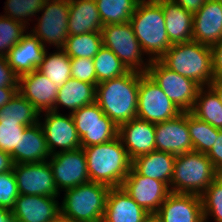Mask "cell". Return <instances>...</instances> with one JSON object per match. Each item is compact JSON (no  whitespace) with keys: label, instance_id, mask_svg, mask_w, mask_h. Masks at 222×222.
Instances as JSON below:
<instances>
[{"label":"cell","instance_id":"6da1fadb","mask_svg":"<svg viewBox=\"0 0 222 222\" xmlns=\"http://www.w3.org/2000/svg\"><path fill=\"white\" fill-rule=\"evenodd\" d=\"M139 91V72L124 75L96 85V103L119 127L136 118Z\"/></svg>","mask_w":222,"mask_h":222},{"label":"cell","instance_id":"7a4b0ae2","mask_svg":"<svg viewBox=\"0 0 222 222\" xmlns=\"http://www.w3.org/2000/svg\"><path fill=\"white\" fill-rule=\"evenodd\" d=\"M83 149L91 182L102 183L111 188L122 186L130 172L132 160L119 137Z\"/></svg>","mask_w":222,"mask_h":222},{"label":"cell","instance_id":"3957f363","mask_svg":"<svg viewBox=\"0 0 222 222\" xmlns=\"http://www.w3.org/2000/svg\"><path fill=\"white\" fill-rule=\"evenodd\" d=\"M130 23L150 61L159 60L171 47L162 7L155 0H141L131 16Z\"/></svg>","mask_w":222,"mask_h":222},{"label":"cell","instance_id":"277c9868","mask_svg":"<svg viewBox=\"0 0 222 222\" xmlns=\"http://www.w3.org/2000/svg\"><path fill=\"white\" fill-rule=\"evenodd\" d=\"M166 67L190 78L201 87L214 80L211 47L196 41L172 44L159 59Z\"/></svg>","mask_w":222,"mask_h":222},{"label":"cell","instance_id":"5b68a950","mask_svg":"<svg viewBox=\"0 0 222 222\" xmlns=\"http://www.w3.org/2000/svg\"><path fill=\"white\" fill-rule=\"evenodd\" d=\"M218 177L209 157L197 151L176 155L170 192L201 196Z\"/></svg>","mask_w":222,"mask_h":222},{"label":"cell","instance_id":"8992f818","mask_svg":"<svg viewBox=\"0 0 222 222\" xmlns=\"http://www.w3.org/2000/svg\"><path fill=\"white\" fill-rule=\"evenodd\" d=\"M110 188L90 181L63 191L61 214L76 222H102Z\"/></svg>","mask_w":222,"mask_h":222},{"label":"cell","instance_id":"52a82bcc","mask_svg":"<svg viewBox=\"0 0 222 222\" xmlns=\"http://www.w3.org/2000/svg\"><path fill=\"white\" fill-rule=\"evenodd\" d=\"M101 34L103 46L109 48L128 71L147 73L151 61L144 57L130 22L103 25Z\"/></svg>","mask_w":222,"mask_h":222},{"label":"cell","instance_id":"ba28073f","mask_svg":"<svg viewBox=\"0 0 222 222\" xmlns=\"http://www.w3.org/2000/svg\"><path fill=\"white\" fill-rule=\"evenodd\" d=\"M39 13L41 16L37 15V23L30 32L45 48L53 45V48L62 49L69 37V0H45Z\"/></svg>","mask_w":222,"mask_h":222},{"label":"cell","instance_id":"9c48e42d","mask_svg":"<svg viewBox=\"0 0 222 222\" xmlns=\"http://www.w3.org/2000/svg\"><path fill=\"white\" fill-rule=\"evenodd\" d=\"M147 74L182 111L190 112L201 86L166 67L160 60H152Z\"/></svg>","mask_w":222,"mask_h":222},{"label":"cell","instance_id":"30bf717a","mask_svg":"<svg viewBox=\"0 0 222 222\" xmlns=\"http://www.w3.org/2000/svg\"><path fill=\"white\" fill-rule=\"evenodd\" d=\"M81 148L98 145L118 137V126L95 102L71 113Z\"/></svg>","mask_w":222,"mask_h":222},{"label":"cell","instance_id":"8fae6325","mask_svg":"<svg viewBox=\"0 0 222 222\" xmlns=\"http://www.w3.org/2000/svg\"><path fill=\"white\" fill-rule=\"evenodd\" d=\"M181 113L147 73H139L137 118L156 124L174 119Z\"/></svg>","mask_w":222,"mask_h":222},{"label":"cell","instance_id":"7c38bea8","mask_svg":"<svg viewBox=\"0 0 222 222\" xmlns=\"http://www.w3.org/2000/svg\"><path fill=\"white\" fill-rule=\"evenodd\" d=\"M39 124L44 132L47 147L51 155L81 148L80 138L71 113L41 112L39 115Z\"/></svg>","mask_w":222,"mask_h":222},{"label":"cell","instance_id":"4fadbf2b","mask_svg":"<svg viewBox=\"0 0 222 222\" xmlns=\"http://www.w3.org/2000/svg\"><path fill=\"white\" fill-rule=\"evenodd\" d=\"M48 162L59 192L90 182L83 148L58 152Z\"/></svg>","mask_w":222,"mask_h":222},{"label":"cell","instance_id":"5bb4252c","mask_svg":"<svg viewBox=\"0 0 222 222\" xmlns=\"http://www.w3.org/2000/svg\"><path fill=\"white\" fill-rule=\"evenodd\" d=\"M13 172L19 194L60 197L48 160L14 164Z\"/></svg>","mask_w":222,"mask_h":222},{"label":"cell","instance_id":"9a60e30c","mask_svg":"<svg viewBox=\"0 0 222 222\" xmlns=\"http://www.w3.org/2000/svg\"><path fill=\"white\" fill-rule=\"evenodd\" d=\"M121 187L148 213H156L170 193L164 182L142 176L132 167Z\"/></svg>","mask_w":222,"mask_h":222},{"label":"cell","instance_id":"2e32d148","mask_svg":"<svg viewBox=\"0 0 222 222\" xmlns=\"http://www.w3.org/2000/svg\"><path fill=\"white\" fill-rule=\"evenodd\" d=\"M156 150L174 155L193 151L190 138L187 112H182L174 119L155 124Z\"/></svg>","mask_w":222,"mask_h":222},{"label":"cell","instance_id":"e0dca14e","mask_svg":"<svg viewBox=\"0 0 222 222\" xmlns=\"http://www.w3.org/2000/svg\"><path fill=\"white\" fill-rule=\"evenodd\" d=\"M59 87L37 69L19 76L18 92L40 113L53 111Z\"/></svg>","mask_w":222,"mask_h":222},{"label":"cell","instance_id":"ac0fdd59","mask_svg":"<svg viewBox=\"0 0 222 222\" xmlns=\"http://www.w3.org/2000/svg\"><path fill=\"white\" fill-rule=\"evenodd\" d=\"M156 214L162 222H204L202 199L195 194L170 192Z\"/></svg>","mask_w":222,"mask_h":222},{"label":"cell","instance_id":"d6986e66","mask_svg":"<svg viewBox=\"0 0 222 222\" xmlns=\"http://www.w3.org/2000/svg\"><path fill=\"white\" fill-rule=\"evenodd\" d=\"M58 197L19 194L11 210L16 222H51L60 213Z\"/></svg>","mask_w":222,"mask_h":222},{"label":"cell","instance_id":"ffe728a7","mask_svg":"<svg viewBox=\"0 0 222 222\" xmlns=\"http://www.w3.org/2000/svg\"><path fill=\"white\" fill-rule=\"evenodd\" d=\"M118 137L131 160L156 150L155 124L137 117L118 127Z\"/></svg>","mask_w":222,"mask_h":222},{"label":"cell","instance_id":"44dd1931","mask_svg":"<svg viewBox=\"0 0 222 222\" xmlns=\"http://www.w3.org/2000/svg\"><path fill=\"white\" fill-rule=\"evenodd\" d=\"M193 41L213 46L222 39V3L207 0L199 11L193 14Z\"/></svg>","mask_w":222,"mask_h":222},{"label":"cell","instance_id":"7402d4cb","mask_svg":"<svg viewBox=\"0 0 222 222\" xmlns=\"http://www.w3.org/2000/svg\"><path fill=\"white\" fill-rule=\"evenodd\" d=\"M45 51L41 41L27 30L20 42L9 51L7 60L14 72L21 76L38 69Z\"/></svg>","mask_w":222,"mask_h":222},{"label":"cell","instance_id":"603a6c76","mask_svg":"<svg viewBox=\"0 0 222 222\" xmlns=\"http://www.w3.org/2000/svg\"><path fill=\"white\" fill-rule=\"evenodd\" d=\"M149 213L122 187L110 188L102 222H143Z\"/></svg>","mask_w":222,"mask_h":222},{"label":"cell","instance_id":"cb8c5ba5","mask_svg":"<svg viewBox=\"0 0 222 222\" xmlns=\"http://www.w3.org/2000/svg\"><path fill=\"white\" fill-rule=\"evenodd\" d=\"M163 10L165 26L171 44L193 40V14L173 0H155Z\"/></svg>","mask_w":222,"mask_h":222},{"label":"cell","instance_id":"d4e9b609","mask_svg":"<svg viewBox=\"0 0 222 222\" xmlns=\"http://www.w3.org/2000/svg\"><path fill=\"white\" fill-rule=\"evenodd\" d=\"M50 156L44 132L38 122L27 127L20 135L19 149L11 155V158L14 164L38 163L47 161Z\"/></svg>","mask_w":222,"mask_h":222},{"label":"cell","instance_id":"484cf974","mask_svg":"<svg viewBox=\"0 0 222 222\" xmlns=\"http://www.w3.org/2000/svg\"><path fill=\"white\" fill-rule=\"evenodd\" d=\"M176 155L154 150L132 160L131 167L140 175L164 182L169 188Z\"/></svg>","mask_w":222,"mask_h":222},{"label":"cell","instance_id":"4316f807","mask_svg":"<svg viewBox=\"0 0 222 222\" xmlns=\"http://www.w3.org/2000/svg\"><path fill=\"white\" fill-rule=\"evenodd\" d=\"M102 28L95 0H69V35L101 32Z\"/></svg>","mask_w":222,"mask_h":222},{"label":"cell","instance_id":"83f0119b","mask_svg":"<svg viewBox=\"0 0 222 222\" xmlns=\"http://www.w3.org/2000/svg\"><path fill=\"white\" fill-rule=\"evenodd\" d=\"M96 102V85L70 78L58 89L54 112L60 107L70 109L72 113L79 108Z\"/></svg>","mask_w":222,"mask_h":222},{"label":"cell","instance_id":"f1b7e54d","mask_svg":"<svg viewBox=\"0 0 222 222\" xmlns=\"http://www.w3.org/2000/svg\"><path fill=\"white\" fill-rule=\"evenodd\" d=\"M190 113L214 128L222 130V103L210 86L199 89Z\"/></svg>","mask_w":222,"mask_h":222},{"label":"cell","instance_id":"f546056e","mask_svg":"<svg viewBox=\"0 0 222 222\" xmlns=\"http://www.w3.org/2000/svg\"><path fill=\"white\" fill-rule=\"evenodd\" d=\"M40 112L19 92L0 108V122L32 126L39 122Z\"/></svg>","mask_w":222,"mask_h":222},{"label":"cell","instance_id":"4dcf8cb0","mask_svg":"<svg viewBox=\"0 0 222 222\" xmlns=\"http://www.w3.org/2000/svg\"><path fill=\"white\" fill-rule=\"evenodd\" d=\"M47 50L48 49H46L37 70L58 87H61L71 78L70 57L63 51V49H56L52 54Z\"/></svg>","mask_w":222,"mask_h":222},{"label":"cell","instance_id":"1f68e13d","mask_svg":"<svg viewBox=\"0 0 222 222\" xmlns=\"http://www.w3.org/2000/svg\"><path fill=\"white\" fill-rule=\"evenodd\" d=\"M141 0H95L103 25L130 22Z\"/></svg>","mask_w":222,"mask_h":222},{"label":"cell","instance_id":"d6a6232c","mask_svg":"<svg viewBox=\"0 0 222 222\" xmlns=\"http://www.w3.org/2000/svg\"><path fill=\"white\" fill-rule=\"evenodd\" d=\"M102 46L101 32H90L81 35H69L62 49L70 58L93 59Z\"/></svg>","mask_w":222,"mask_h":222},{"label":"cell","instance_id":"836d02e7","mask_svg":"<svg viewBox=\"0 0 222 222\" xmlns=\"http://www.w3.org/2000/svg\"><path fill=\"white\" fill-rule=\"evenodd\" d=\"M187 124L193 151L207 154L214 145L215 136H218V129L199 120L190 112H187Z\"/></svg>","mask_w":222,"mask_h":222},{"label":"cell","instance_id":"e575fe53","mask_svg":"<svg viewBox=\"0 0 222 222\" xmlns=\"http://www.w3.org/2000/svg\"><path fill=\"white\" fill-rule=\"evenodd\" d=\"M97 84L120 77L128 72L120 59L107 47L102 46L93 58Z\"/></svg>","mask_w":222,"mask_h":222},{"label":"cell","instance_id":"d590c367","mask_svg":"<svg viewBox=\"0 0 222 222\" xmlns=\"http://www.w3.org/2000/svg\"><path fill=\"white\" fill-rule=\"evenodd\" d=\"M44 2L45 0H6L3 15L28 27L29 21H34L31 18L36 17L43 8Z\"/></svg>","mask_w":222,"mask_h":222},{"label":"cell","instance_id":"8d00e7d4","mask_svg":"<svg viewBox=\"0 0 222 222\" xmlns=\"http://www.w3.org/2000/svg\"><path fill=\"white\" fill-rule=\"evenodd\" d=\"M26 30H29V27L20 21L0 14V56L7 57L9 51L20 42Z\"/></svg>","mask_w":222,"mask_h":222},{"label":"cell","instance_id":"74e56055","mask_svg":"<svg viewBox=\"0 0 222 222\" xmlns=\"http://www.w3.org/2000/svg\"><path fill=\"white\" fill-rule=\"evenodd\" d=\"M204 222H222V182L217 177L201 195Z\"/></svg>","mask_w":222,"mask_h":222},{"label":"cell","instance_id":"f35d334b","mask_svg":"<svg viewBox=\"0 0 222 222\" xmlns=\"http://www.w3.org/2000/svg\"><path fill=\"white\" fill-rule=\"evenodd\" d=\"M27 127L16 123L0 122V150L11 155L18 150L20 135Z\"/></svg>","mask_w":222,"mask_h":222},{"label":"cell","instance_id":"ab89813d","mask_svg":"<svg viewBox=\"0 0 222 222\" xmlns=\"http://www.w3.org/2000/svg\"><path fill=\"white\" fill-rule=\"evenodd\" d=\"M19 196L13 170L0 173V206L12 210Z\"/></svg>","mask_w":222,"mask_h":222},{"label":"cell","instance_id":"60d3db41","mask_svg":"<svg viewBox=\"0 0 222 222\" xmlns=\"http://www.w3.org/2000/svg\"><path fill=\"white\" fill-rule=\"evenodd\" d=\"M71 78L82 82L97 85L96 71L93 59L90 58H70Z\"/></svg>","mask_w":222,"mask_h":222},{"label":"cell","instance_id":"b9f144b4","mask_svg":"<svg viewBox=\"0 0 222 222\" xmlns=\"http://www.w3.org/2000/svg\"><path fill=\"white\" fill-rule=\"evenodd\" d=\"M19 76L9 66L7 57L0 56V87H18Z\"/></svg>","mask_w":222,"mask_h":222},{"label":"cell","instance_id":"7bdbcfd3","mask_svg":"<svg viewBox=\"0 0 222 222\" xmlns=\"http://www.w3.org/2000/svg\"><path fill=\"white\" fill-rule=\"evenodd\" d=\"M206 155L217 171L222 170V130L218 129V136H215L214 145Z\"/></svg>","mask_w":222,"mask_h":222},{"label":"cell","instance_id":"ee69618b","mask_svg":"<svg viewBox=\"0 0 222 222\" xmlns=\"http://www.w3.org/2000/svg\"><path fill=\"white\" fill-rule=\"evenodd\" d=\"M211 51L214 79L222 78V39L217 44L211 46Z\"/></svg>","mask_w":222,"mask_h":222},{"label":"cell","instance_id":"f6af8a7d","mask_svg":"<svg viewBox=\"0 0 222 222\" xmlns=\"http://www.w3.org/2000/svg\"><path fill=\"white\" fill-rule=\"evenodd\" d=\"M178 3L184 10L195 14L201 9L207 0H173Z\"/></svg>","mask_w":222,"mask_h":222},{"label":"cell","instance_id":"bcb514c9","mask_svg":"<svg viewBox=\"0 0 222 222\" xmlns=\"http://www.w3.org/2000/svg\"><path fill=\"white\" fill-rule=\"evenodd\" d=\"M18 92V87H0V108L7 104Z\"/></svg>","mask_w":222,"mask_h":222},{"label":"cell","instance_id":"7dc6e473","mask_svg":"<svg viewBox=\"0 0 222 222\" xmlns=\"http://www.w3.org/2000/svg\"><path fill=\"white\" fill-rule=\"evenodd\" d=\"M14 162L11 154L0 150V173L13 170Z\"/></svg>","mask_w":222,"mask_h":222},{"label":"cell","instance_id":"c3c4849f","mask_svg":"<svg viewBox=\"0 0 222 222\" xmlns=\"http://www.w3.org/2000/svg\"><path fill=\"white\" fill-rule=\"evenodd\" d=\"M14 220L11 210L0 206V222H12Z\"/></svg>","mask_w":222,"mask_h":222},{"label":"cell","instance_id":"681fc988","mask_svg":"<svg viewBox=\"0 0 222 222\" xmlns=\"http://www.w3.org/2000/svg\"><path fill=\"white\" fill-rule=\"evenodd\" d=\"M210 87L216 92L222 103V78L214 79L211 82Z\"/></svg>","mask_w":222,"mask_h":222},{"label":"cell","instance_id":"f907efd6","mask_svg":"<svg viewBox=\"0 0 222 222\" xmlns=\"http://www.w3.org/2000/svg\"><path fill=\"white\" fill-rule=\"evenodd\" d=\"M143 222H162L160 217L156 213H149L143 220Z\"/></svg>","mask_w":222,"mask_h":222},{"label":"cell","instance_id":"816d5d0a","mask_svg":"<svg viewBox=\"0 0 222 222\" xmlns=\"http://www.w3.org/2000/svg\"><path fill=\"white\" fill-rule=\"evenodd\" d=\"M51 222H76L68 217L63 216L61 213Z\"/></svg>","mask_w":222,"mask_h":222},{"label":"cell","instance_id":"f5cc1de1","mask_svg":"<svg viewBox=\"0 0 222 222\" xmlns=\"http://www.w3.org/2000/svg\"><path fill=\"white\" fill-rule=\"evenodd\" d=\"M218 178L221 180V182H222V170H219L218 171Z\"/></svg>","mask_w":222,"mask_h":222}]
</instances>
